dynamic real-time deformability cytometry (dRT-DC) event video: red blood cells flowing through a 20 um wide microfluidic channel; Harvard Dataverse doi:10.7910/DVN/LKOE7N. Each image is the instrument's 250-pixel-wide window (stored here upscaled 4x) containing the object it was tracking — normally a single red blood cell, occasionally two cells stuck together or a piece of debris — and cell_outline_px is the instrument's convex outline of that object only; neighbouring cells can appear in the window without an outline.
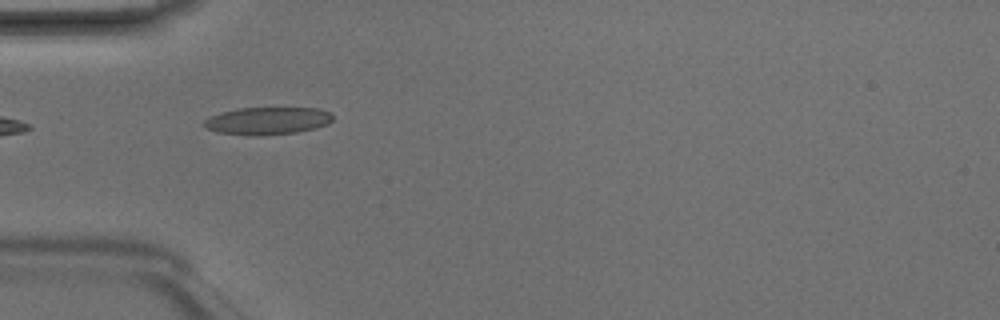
{"species": "Egyptian fruit bat (a non-hibernating species)", "species_latin": "Rousettus aegyptiacus", "temperature_condition": "room temperature", "stored_images_in_passage": 6, "camera_frame_rate_fps": 3000, "um_per_image_px": 0.085, "animal": {"sex": "male"}, "frame": {"image": 1, "passage_image": 4, "time_ms": 1.0, "image_size_px": [1000, 320], "cell_outline_px": [[332, 120], [328, 124], [316, 128], [296, 132], [260, 136], [256, 136], [216, 132], [204, 128], [200, 124], [204, 120], [220, 112], [240, 108], [320, 108], [332, 112]], "centroid_in_image_um": [22.72, 10.27], "position_along_channel_um": 62.3, "area_um2": 20.87}}